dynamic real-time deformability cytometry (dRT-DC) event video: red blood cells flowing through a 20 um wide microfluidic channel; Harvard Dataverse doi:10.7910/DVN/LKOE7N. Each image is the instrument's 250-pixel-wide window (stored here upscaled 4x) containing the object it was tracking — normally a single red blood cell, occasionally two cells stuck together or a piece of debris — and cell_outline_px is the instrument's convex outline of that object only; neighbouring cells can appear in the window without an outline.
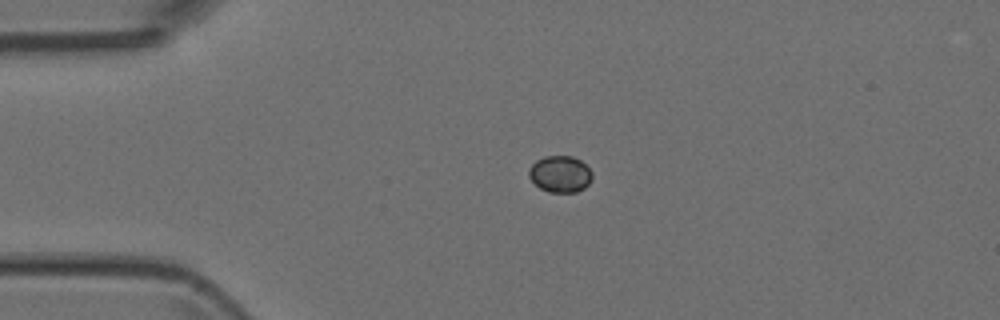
{"species": "Egyptian fruit bat (a non-hibernating species)", "species_latin": "Rousettus aegyptiacus", "temperature_condition": "room temperature", "stored_images_in_passage": 40, "camera_frame_rate_fps": 3000, "um_per_image_px": 0.085, "animal": {"sex": "female"}, "frame": {"image": 1, "passage_image": 1, "time_ms": 0.0, "image_size_px": [1000, 320], "cell_outline_px": [[592, 180], [584, 188], [576, 192], [548, 192], [540, 188], [528, 176], [528, 168], [536, 160], [544, 156], [572, 156], [580, 160], [592, 172]], "centroid_in_image_um": [47.6, 14.79], "position_along_channel_um": 37.4, "area_um2": 13.53}}
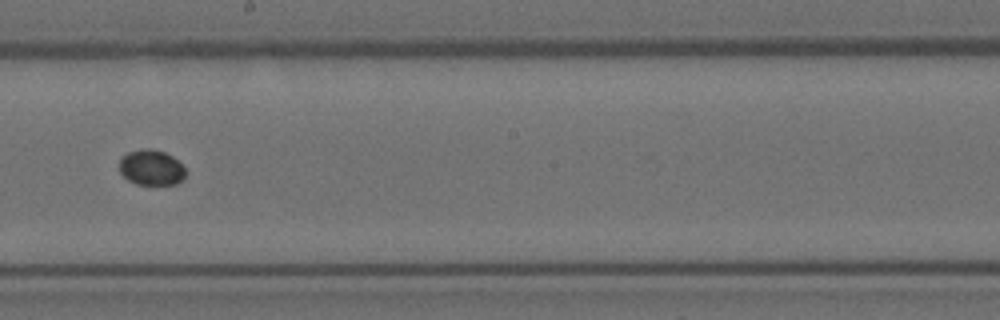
{"frame": {"image": 2, "passage_image": 18, "time_ms": 5.667, "image_size_px": [1000, 320], "cell_outline_px": [[184, 180], [176, 184], [136, 184], [128, 180], [120, 172], [120, 156], [128, 152], [144, 148], [152, 148], [164, 152], [172, 156], [184, 168]], "centroid_in_image_um": [12.84, 14.23], "position_along_channel_um": 235.4, "area_um2": 13.64}}
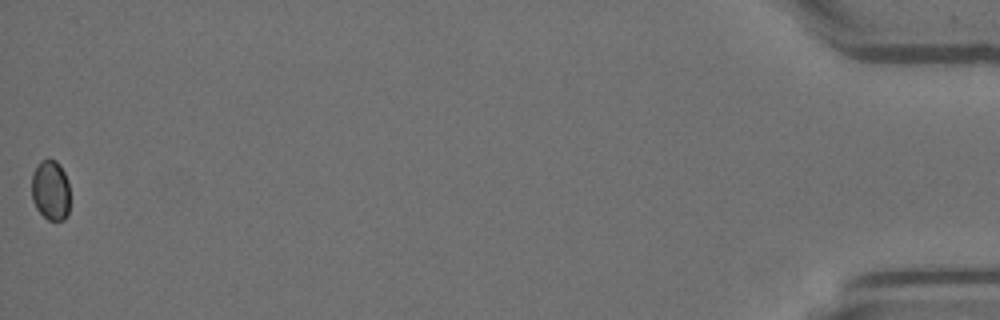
{"frame": {"image": 3, "passage_image": 40, "time_ms": 13.0, "image_size_px": [1000, 320], "cell_outline_px": [[68, 216], [64, 220], [48, 220], [36, 208], [32, 200], [32, 172], [40, 160], [56, 160], [60, 164], [68, 180]], "centroid_in_image_um": [4.29, 16.16], "position_along_channel_um": 430.9, "area_um2": 13.47}}